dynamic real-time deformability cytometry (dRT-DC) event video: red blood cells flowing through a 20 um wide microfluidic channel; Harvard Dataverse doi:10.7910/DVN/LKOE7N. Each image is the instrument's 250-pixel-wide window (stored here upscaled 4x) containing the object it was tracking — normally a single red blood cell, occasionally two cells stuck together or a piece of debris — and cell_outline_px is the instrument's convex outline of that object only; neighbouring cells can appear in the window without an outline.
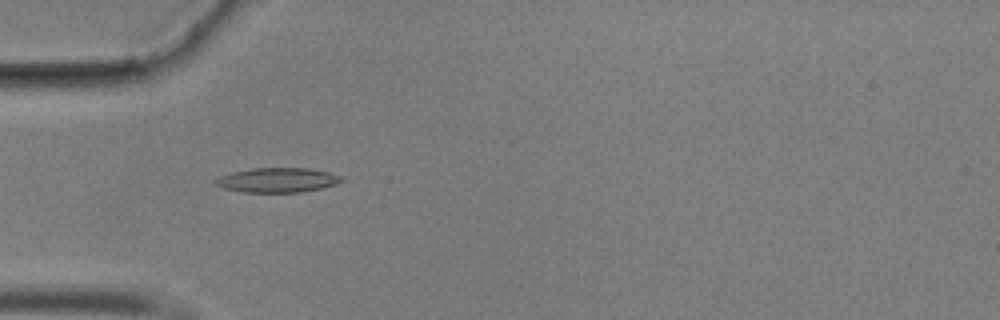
{"species": "common noctule bat (a hibernating species)", "species_latin": "Nyctalus noctula", "temperature_condition": "cold", "stored_images_in_passage": 42, "camera_frame_rate_fps": 3000, "um_per_image_px": 0.085, "animal": {"sex": "male", "body_mass_g": 17.9}, "frame": {"image": 1, "passage_image": 3, "time_ms": 0.667, "image_size_px": [1000, 320], "cell_outline_px": [[344, 180], [336, 184], [320, 188], [300, 192], [244, 192], [224, 188], [212, 184], [212, 180], [220, 176], [232, 172], [252, 168], [308, 168], [328, 172], [340, 176]], "centroid_in_image_um": [23.53, 15.3], "position_along_channel_um": 61.5, "area_um2": 18.03}}
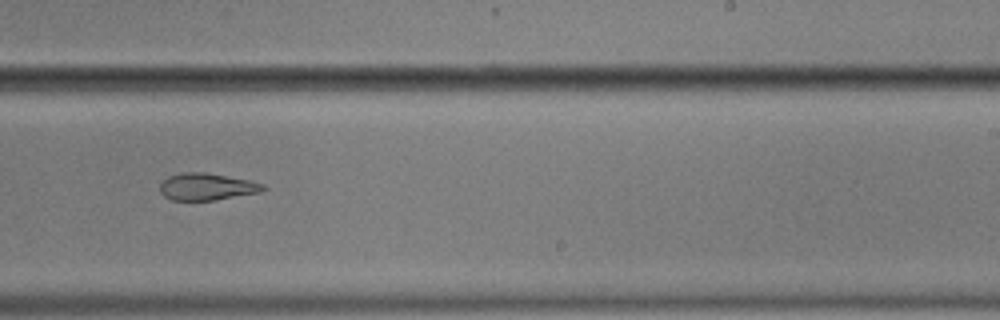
{"frame": {"image": 2, "passage_image": 21, "time_ms": 6.667, "image_size_px": [1000, 320], "cell_outline_px": [[268, 188], [260, 192], [212, 200], [172, 200], [164, 196], [160, 192], [160, 184], [168, 176], [180, 172], [204, 172], [248, 180], [264, 184]], "centroid_in_image_um": [17.56, 15.86], "position_along_channel_um": 271.4, "area_um2": 16.13}}
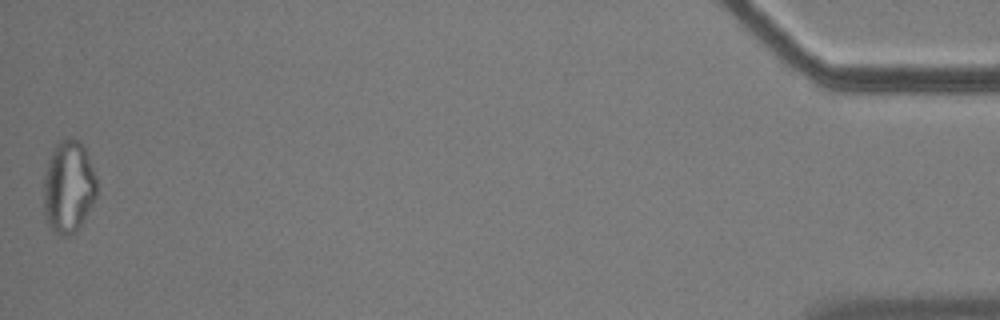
{"frame": {"image": 3, "passage_image": 42, "time_ms": 13.667, "image_size_px": [1000, 320], "cell_outline_px": [[96, 196], [92, 204], [76, 232], [68, 236], [64, 236], [56, 232], [48, 224], [44, 216], [44, 176], [48, 160], [56, 144], [60, 140], [68, 136], [72, 136], [80, 140], [84, 148], [96, 176]], "centroid_in_image_um": [5.81, 15.85], "position_along_channel_um": 429.4, "area_um2": 28.55}, "authors_computed_cell_mechanics": {"area_um2": 17.3978, "velocity_mm_per_s": 3.5395, "shape_relaxation_time_tau1_ms": null, "shape_relaxation_time_tau2_ms": 6.43, "deformation_change_tau1": null, "deformation_change_tau2": 0.1532}}